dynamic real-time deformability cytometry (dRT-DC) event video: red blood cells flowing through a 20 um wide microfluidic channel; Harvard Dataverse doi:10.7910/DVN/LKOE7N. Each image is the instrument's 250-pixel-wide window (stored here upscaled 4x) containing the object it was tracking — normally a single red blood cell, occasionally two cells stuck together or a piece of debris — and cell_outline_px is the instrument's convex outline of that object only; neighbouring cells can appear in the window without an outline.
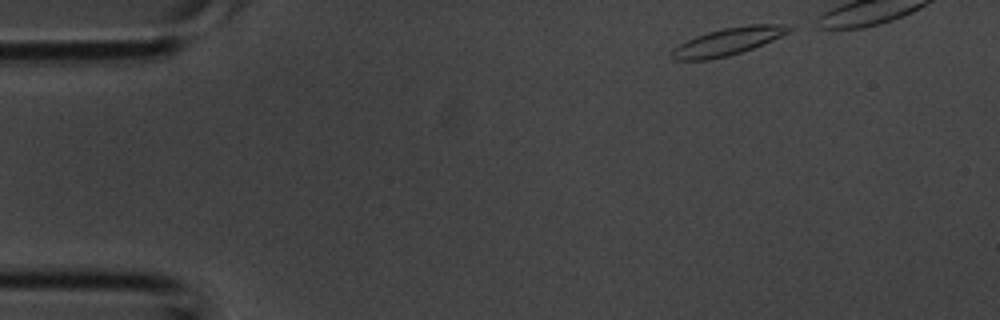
{"species": "common noctule bat (a hibernating species)", "species_latin": "Nyctalus noctula", "temperature_condition": "room temperature", "stored_images_in_passage": 4, "segment_of_instrument_passage": [2, 2], "camera_frame_rate_fps": 3000, "um_per_image_px": 0.085, "animal": {"sex": "male", "body_mass_g": 20.1, "forearm_length_mm": 53.5}, "frame": {"image": 1, "passage_image": 4, "time_ms": 1.0, "image_size_px": [1000, 320], "cell_outline_px": [[792, 28], [788, 32], [772, 40], [752, 48], [728, 56], [708, 60], [672, 60], [668, 56], [668, 52], [672, 48], [696, 36], [708, 32], [724, 28], [748, 24], [792, 24]], "centroid_in_image_um": [61.82, 3.53], "position_along_channel_um": 23.2, "area_um2": 18.79}}